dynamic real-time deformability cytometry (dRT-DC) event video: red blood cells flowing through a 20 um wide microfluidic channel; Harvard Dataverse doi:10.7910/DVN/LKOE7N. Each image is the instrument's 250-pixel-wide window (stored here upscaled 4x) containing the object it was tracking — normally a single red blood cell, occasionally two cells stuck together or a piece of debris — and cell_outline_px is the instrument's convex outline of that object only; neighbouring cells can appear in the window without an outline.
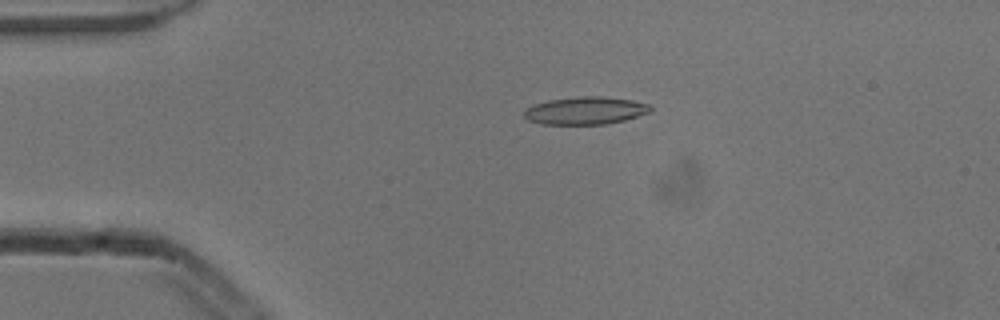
{"species": "common noctule bat (a hibernating species)", "species_latin": "Nyctalus noctula", "temperature_condition": "cold", "stored_images_in_passage": 4, "camera_frame_rate_fps": 3000, "um_per_image_px": 0.085, "animal": {"sex": "male", "body_mass_g": 13.3}, "frame": {"image": 1, "passage_image": 3, "time_ms": 0.667, "image_size_px": [1000, 320], "cell_outline_px": [[652, 108], [648, 112], [624, 120], [604, 124], [540, 124], [528, 120], [524, 116], [524, 112], [528, 108], [536, 104], [548, 100], [580, 96], [600, 96], [632, 100], [652, 104]], "centroid_in_image_um": [49.77, 9.4], "position_along_channel_um": 35.2, "area_um2": 20.17}}